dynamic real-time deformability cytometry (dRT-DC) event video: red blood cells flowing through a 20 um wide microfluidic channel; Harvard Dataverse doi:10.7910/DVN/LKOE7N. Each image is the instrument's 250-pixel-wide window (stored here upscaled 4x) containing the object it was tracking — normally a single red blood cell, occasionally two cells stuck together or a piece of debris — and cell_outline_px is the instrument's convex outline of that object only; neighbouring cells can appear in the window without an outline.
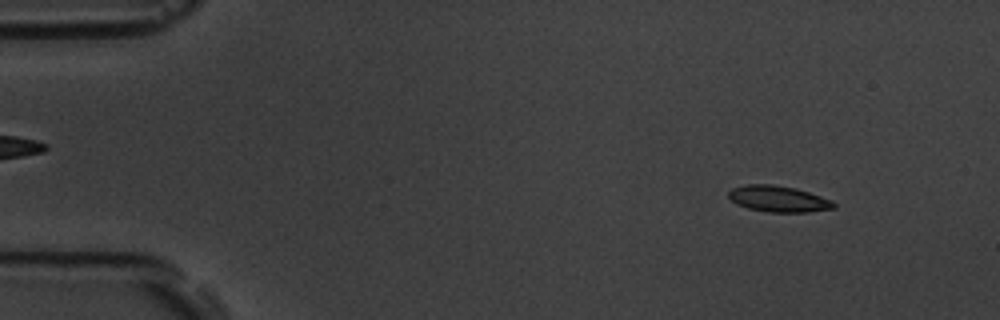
{"species": "common noctule bat (a hibernating species)", "species_latin": "Nyctalus noctula", "temperature_condition": "room temperature", "stored_images_in_passage": 49, "camera_frame_rate_fps": 3000, "um_per_image_px": 0.085, "animal": {"sex": "male", "body_mass_g": 19.5, "forearm_length_mm": 54.6}, "frame": {"image": 1, "passage_image": 5, "time_ms": 1.333, "image_size_px": [1000, 320], "cell_outline_px": [[836, 208], [808, 212], [768, 212], [748, 208], [736, 204], [728, 196], [728, 192], [732, 188], [744, 184], [772, 184], [796, 188], [832, 200], [836, 204]], "centroid_in_image_um": [66.16, 16.9], "position_along_channel_um": 18.8, "area_um2": 16.13}}
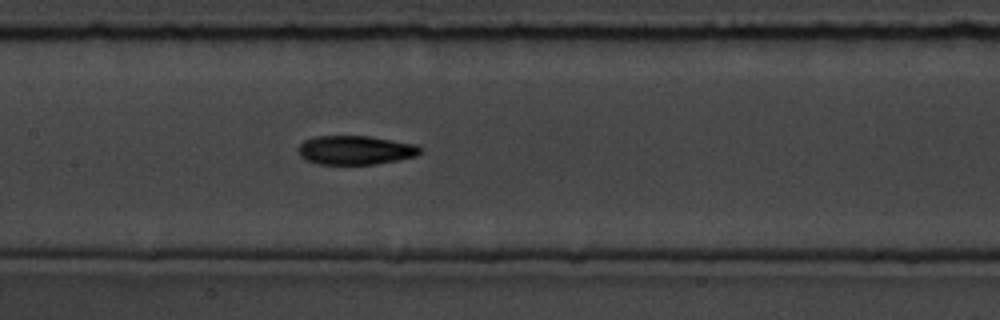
{"frame": {"image": 2, "passage_image": 26, "time_ms": 8.333, "image_size_px": [1000, 320], "cell_outline_px": [[420, 152], [416, 156], [376, 164], [316, 164], [304, 160], [300, 156], [296, 148], [304, 140], [316, 136], [368, 136], [416, 144], [420, 148]], "centroid_in_image_um": [30.14, 12.76], "position_along_channel_um": 177.3, "area_um2": 20.63}}
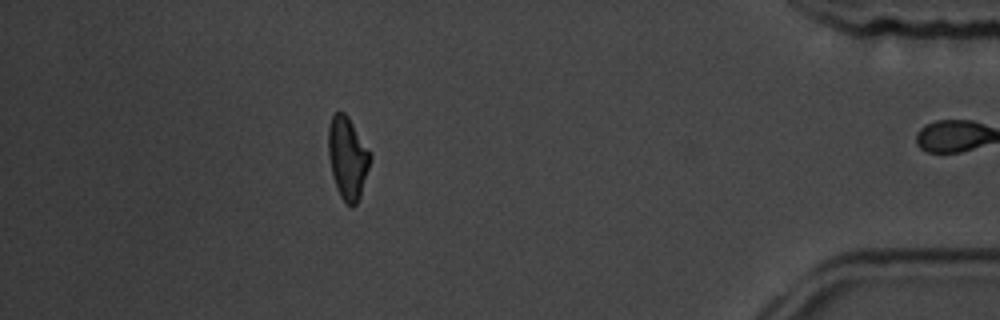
{"frame": {"image": 3, "passage_image": 48, "time_ms": 15.667, "image_size_px": [1000, 320], "cell_outline_px": [[372, 156], [360, 196], [356, 204], [352, 208], [340, 196], [336, 188], [332, 172], [328, 152], [328, 128], [332, 116], [336, 112], [344, 112], [348, 116], [372, 152]], "centroid_in_image_um": [29.56, 13.4], "position_along_channel_um": 405.6, "area_um2": 20.11}, "authors_computed_cell_mechanics": {"area_um2": 20.2878, "velocity_mm_per_s": 3.7859, "shape_relaxation_time_tau1_ms": 3.8952, "shape_relaxation_time_tau2_ms": 6.1007, "deformation_change_tau1": 0.1302, "deformation_change_tau2": 0.1465}}